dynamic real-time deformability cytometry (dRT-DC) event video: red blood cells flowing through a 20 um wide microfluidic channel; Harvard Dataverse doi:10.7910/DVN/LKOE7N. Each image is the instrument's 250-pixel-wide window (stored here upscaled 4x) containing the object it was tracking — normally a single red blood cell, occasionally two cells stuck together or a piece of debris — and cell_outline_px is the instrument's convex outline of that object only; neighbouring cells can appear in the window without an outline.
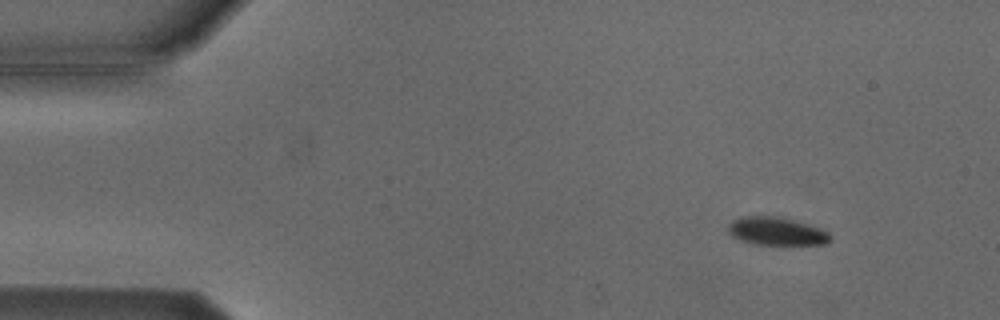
{"species": "Egyptian fruit bat (a non-hibernating species)", "species_latin": "Rousettus aegyptiacus", "temperature_condition": "cold", "stored_images_in_passage": 3, "camera_frame_rate_fps": 3000, "um_per_image_px": 0.085, "animal": {"sex": "male"}, "frame": {"image": 1, "passage_image": 1, "time_ms": 0.0, "image_size_px": [1000, 320], "cell_outline_px": [[832, 240], [824, 244], [776, 248], [752, 244], [740, 240], [732, 236], [728, 232], [728, 224], [732, 220], [740, 216], [772, 216], [796, 220], [820, 228], [828, 232], [832, 236]], "centroid_in_image_um": [66.02, 19.72], "position_along_channel_um": 19.0, "area_um2": 17.8}}